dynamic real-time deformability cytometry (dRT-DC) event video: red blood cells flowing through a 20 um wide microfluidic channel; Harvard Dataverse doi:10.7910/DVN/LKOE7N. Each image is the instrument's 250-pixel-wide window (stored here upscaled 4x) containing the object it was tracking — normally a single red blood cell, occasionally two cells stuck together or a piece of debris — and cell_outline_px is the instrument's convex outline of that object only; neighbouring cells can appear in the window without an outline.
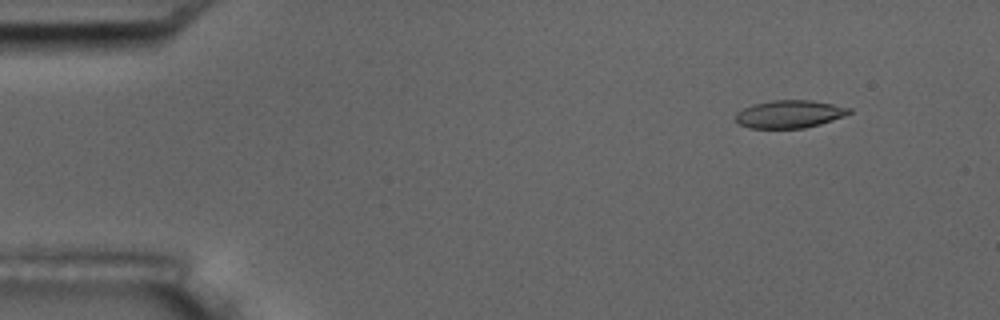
{"species": "common noctule bat (a hibernating species)", "species_latin": "Nyctalus noctula", "temperature_condition": "room temperature", "stored_images_in_passage": 5, "camera_frame_rate_fps": 3000, "um_per_image_px": 0.085, "animal": {"sex": "male", "body_mass_g": 17.5, "forearm_length_mm": 52.3}, "frame": {"image": 1, "passage_image": 2, "time_ms": 1.333, "image_size_px": [1000, 320], "cell_outline_px": [[852, 112], [844, 116], [820, 124], [804, 128], [748, 128], [740, 124], [736, 120], [736, 112], [752, 104], [772, 100], [812, 100], [852, 108]], "centroid_in_image_um": [67.11, 9.69], "position_along_channel_um": 17.9, "area_um2": 18.38}}
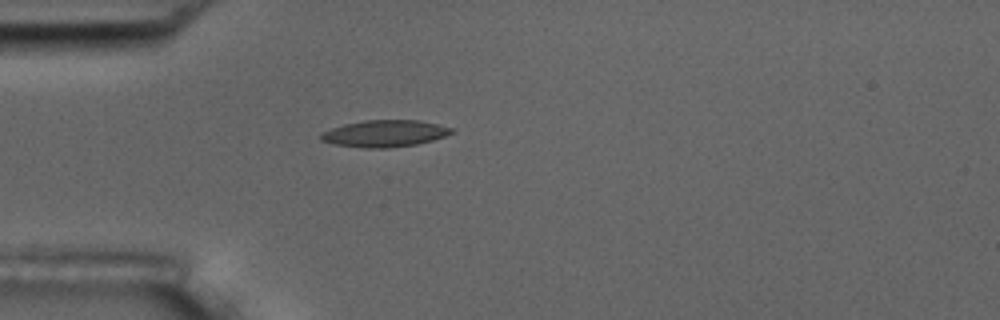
{"frame": {"image": 2, "passage_image": 5, "time_ms": 4.667, "image_size_px": [1000, 320], "cell_outline_px": [[456, 132], [432, 140], [416, 144], [388, 148], [360, 148], [332, 144], [320, 140], [320, 132], [344, 124], [364, 120], [416, 120], [456, 128]], "centroid_in_image_um": [32.68, 11.35], "position_along_channel_um": 52.3, "area_um2": 20.58}}